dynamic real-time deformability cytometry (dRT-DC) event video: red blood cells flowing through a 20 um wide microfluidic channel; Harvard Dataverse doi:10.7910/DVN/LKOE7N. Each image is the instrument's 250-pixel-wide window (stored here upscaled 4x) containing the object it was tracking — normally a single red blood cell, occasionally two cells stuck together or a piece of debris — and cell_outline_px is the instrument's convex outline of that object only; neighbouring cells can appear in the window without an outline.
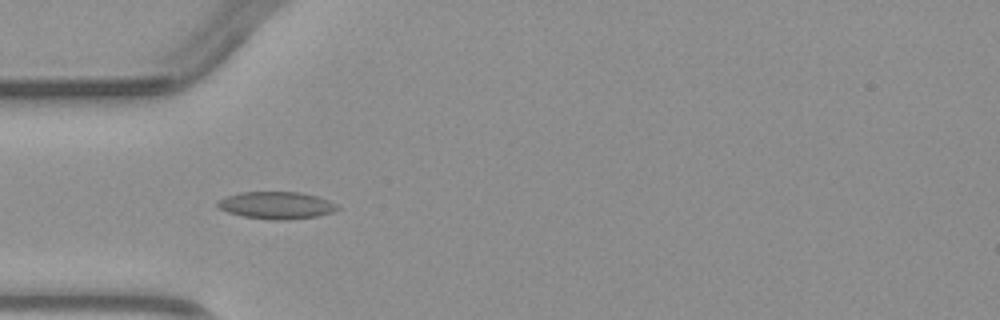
{"species": "common noctule bat (a hibernating species)", "species_latin": "Nyctalus noctula", "temperature_condition": "warm", "stored_images_in_passage": 4, "camera_frame_rate_fps": 3000, "um_per_image_px": 0.085, "animal": {"sex": "male", "body_mass_g": 23.1, "forearm_length_mm": 52.7}, "frame": {"image": 1, "passage_image": 4, "time_ms": 3.667, "image_size_px": [1000, 320], "cell_outline_px": [[340, 208], [332, 212], [316, 216], [284, 220], [272, 220], [244, 216], [228, 212], [220, 208], [216, 204], [216, 200], [224, 196], [240, 192], [304, 192], [328, 200], [336, 204]], "centroid_in_image_um": [23.47, 17.44], "position_along_channel_um": 61.5, "area_um2": 19.02}}